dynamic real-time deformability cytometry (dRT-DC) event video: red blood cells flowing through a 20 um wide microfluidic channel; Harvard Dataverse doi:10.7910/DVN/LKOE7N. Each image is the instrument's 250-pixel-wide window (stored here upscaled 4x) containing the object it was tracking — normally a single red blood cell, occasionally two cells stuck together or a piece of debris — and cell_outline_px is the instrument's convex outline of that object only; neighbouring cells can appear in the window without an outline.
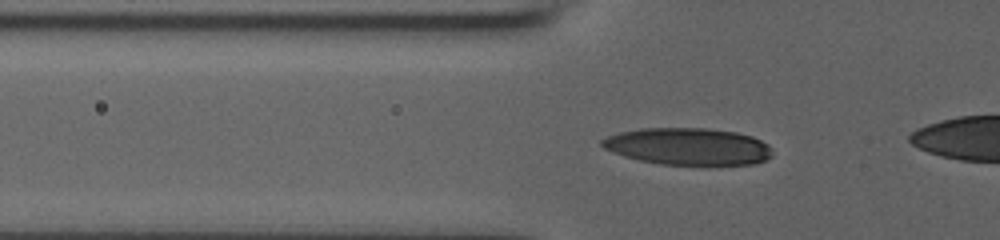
{"species": "human", "species_latin": "Homo sapiens", "temperature_condition": "room temperature", "stored_images_in_passage": 45, "camera_frame_rate_fps": 3000, "um_per_image_px": 0.085, "donor": {"sex": "male"}, "frame": {"image": 1, "passage_image": 16, "time_ms": 5.0, "image_size_px": [1000, 240], "cell_outline_px": [[772, 156], [756, 164], [660, 164], [640, 160], [624, 156], [612, 152], [604, 148], [600, 144], [600, 140], [608, 136], [620, 132], [640, 128], [708, 128], [736, 132], [752, 136], [768, 144], [772, 148]], "centroid_in_image_um": [58.49, 12.44], "position_along_channel_um": 67.3, "area_um2": 36.7}}
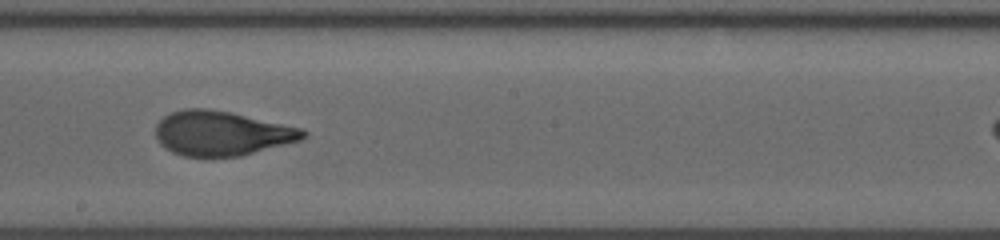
{"frame": {"image": 2, "passage_image": 29, "time_ms": 9.333, "image_size_px": [1000, 240], "cell_outline_px": [[308, 136], [300, 140], [240, 156], [204, 160], [184, 156], [172, 152], [164, 148], [160, 144], [156, 136], [156, 124], [164, 116], [172, 112], [184, 108], [208, 108], [232, 112], [304, 128], [308, 132]], "centroid_in_image_um": [18.83, 11.36], "position_along_channel_um": 229.4, "area_um2": 39.3}}
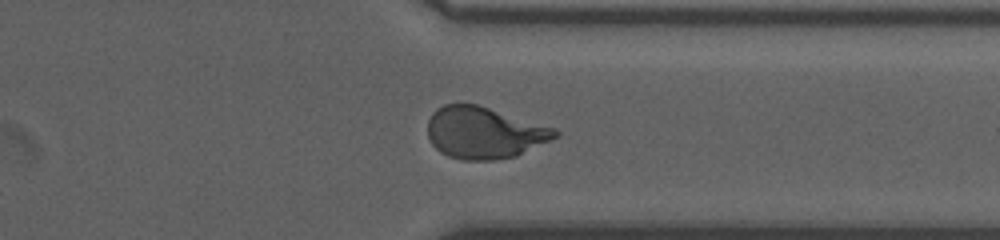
{"frame": {"image": 3, "passage_image": 40, "time_ms": 13.0, "image_size_px": [1000, 240], "cell_outline_px": [[560, 136], [516, 156], [492, 160], [464, 160], [448, 156], [440, 152], [432, 144], [428, 136], [428, 120], [432, 112], [436, 108], [444, 104], [476, 104], [556, 128], [560, 132]], "centroid_in_image_um": [41.16, 11.28], "position_along_channel_um": 370.2, "area_um2": 38.44}}